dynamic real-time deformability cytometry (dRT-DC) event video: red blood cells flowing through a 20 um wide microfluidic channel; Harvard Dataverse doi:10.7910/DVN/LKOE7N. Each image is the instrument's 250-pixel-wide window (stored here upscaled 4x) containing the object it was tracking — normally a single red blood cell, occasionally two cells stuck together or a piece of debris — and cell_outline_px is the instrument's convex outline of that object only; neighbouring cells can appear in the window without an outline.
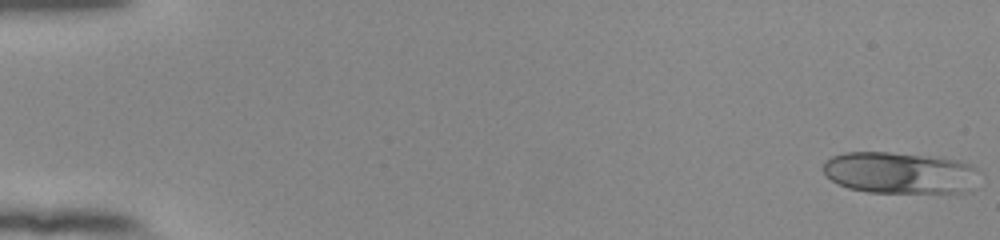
{"species": "human", "species_latin": "Homo sapiens", "temperature_condition": "room temperature", "stored_images_in_passage": 53, "camera_frame_rate_fps": 3000, "um_per_image_px": 0.085, "donor": {"sex": "female"}, "frame": {"image": 1, "passage_image": 1, "time_ms": 0.0, "image_size_px": [1000, 240], "cell_outline_px": [[976, 188], [972, 192], [868, 192], [848, 188], [832, 180], [824, 172], [824, 164], [832, 156], [844, 152], [888, 152], [944, 156], [960, 160], [972, 164], [976, 168]], "centroid_in_image_um": [76.57, 14.67], "position_along_channel_um": 8.4, "area_um2": 38.32}}
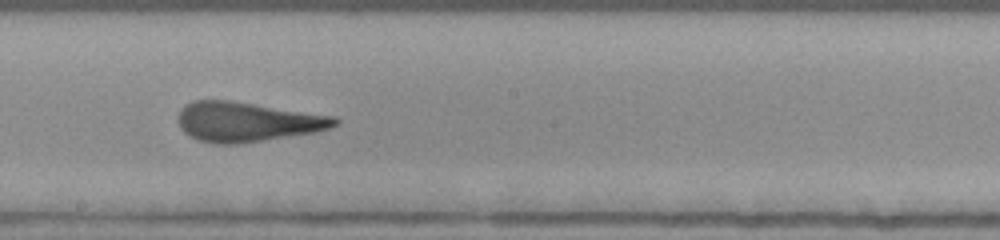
{"frame": {"image": 2, "passage_image": 31, "time_ms": 10.0, "image_size_px": [1000, 240], "cell_outline_px": [[340, 120], [332, 128], [316, 132], [240, 144], [216, 144], [196, 140], [184, 132], [180, 128], [176, 116], [180, 108], [184, 104], [192, 100], [228, 100], [336, 116]], "centroid_in_image_um": [20.97, 10.36], "position_along_channel_um": 227.2, "area_um2": 36.65}}
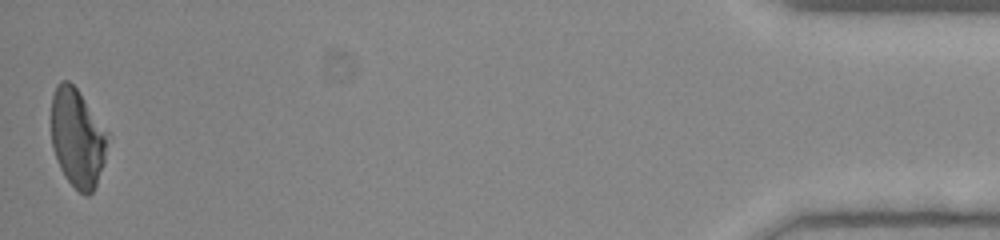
{"frame": {"image": 3, "passage_image": 53, "time_ms": 17.333, "image_size_px": [1000, 240], "cell_outline_px": [[112, 136], [96, 184], [92, 192], [88, 196], [84, 196], [64, 176], [60, 168], [52, 148], [52, 96], [56, 84], [60, 80], [68, 80], [76, 88]], "centroid_in_image_um": [6.61, 11.71], "position_along_channel_um": 428.6, "area_um2": 32.6}, "authors_computed_cell_mechanics": {"area_um2": 35.7782, "velocity_mm_per_s": 3.9117, "shape_relaxation_time_tau1_ms": 5.6168, "shape_relaxation_time_tau2_ms": 1.0159, "deformation_change_tau1": 0.214, "deformation_change_tau2": 0.1059}}